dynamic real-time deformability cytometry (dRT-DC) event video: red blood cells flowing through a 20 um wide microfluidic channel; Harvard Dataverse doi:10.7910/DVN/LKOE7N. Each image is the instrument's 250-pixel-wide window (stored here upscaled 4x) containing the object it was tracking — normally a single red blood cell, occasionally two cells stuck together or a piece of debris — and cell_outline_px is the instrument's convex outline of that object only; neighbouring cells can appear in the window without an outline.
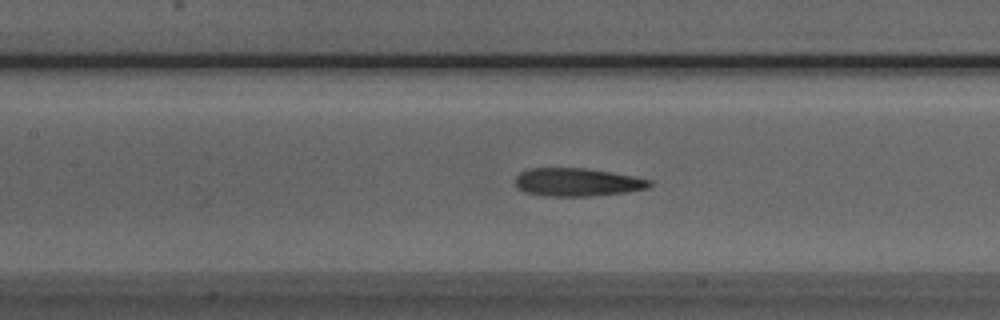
{"species": "Egyptian fruit bat (a non-hibernating species)", "species_latin": "Rousettus aegyptiacus", "temperature_condition": "room temperature", "stored_images_in_passage": 49, "camera_frame_rate_fps": 3000, "um_per_image_px": 0.085, "animal": {"sex": "male"}, "frame": {"image": 1, "passage_image": 21, "time_ms": 6.667, "image_size_px": [1000, 320], "cell_outline_px": [[652, 184], [648, 188], [628, 192], [588, 196], [544, 196], [524, 192], [516, 184], [516, 176], [520, 172], [528, 168], [584, 168], [632, 176], [652, 180]], "centroid_in_image_um": [49.06, 15.49], "position_along_channel_um": 158.3, "area_um2": 21.91}}
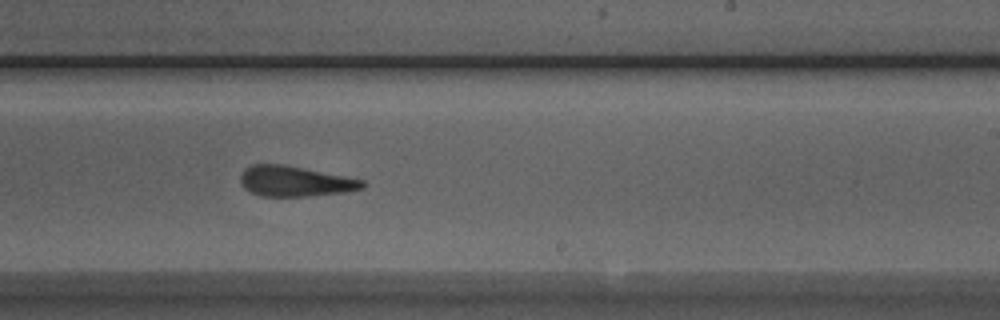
{"frame": {"image": 2, "passage_image": 29, "time_ms": 9.333, "image_size_px": [1000, 320], "cell_outline_px": [[368, 184], [364, 188], [348, 192], [308, 196], [260, 196], [244, 188], [240, 184], [240, 176], [244, 168], [252, 164], [284, 164], [364, 180]], "centroid_in_image_um": [25.08, 15.41], "position_along_channel_um": 263.9, "area_um2": 21.79}}
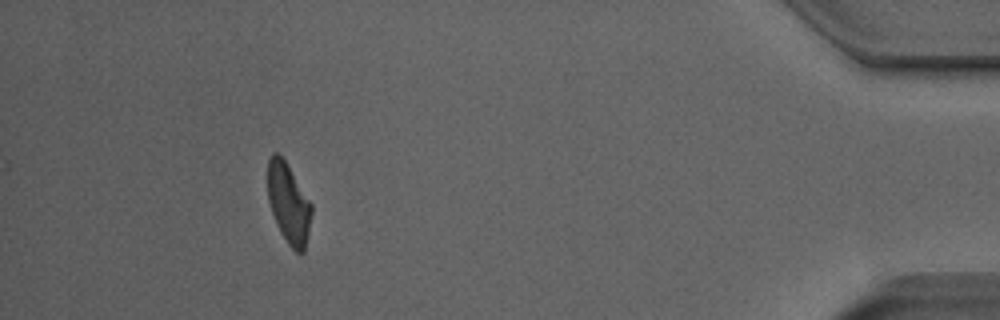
{"frame": {"image": 3, "passage_image": 45, "time_ms": 14.667, "image_size_px": [1000, 320], "cell_outline_px": [[312, 212], [304, 252], [296, 252], [288, 244], [280, 232], [276, 224], [268, 200], [268, 160], [272, 152], [276, 152], [284, 160], [312, 204]], "centroid_in_image_um": [24.52, 17.3], "position_along_channel_um": 410.7, "area_um2": 20.17}, "authors_computed_cell_mechanics": {"area_um2": 22.3108, "velocity_mm_per_s": 3.9728, "shape_relaxation_time_tau1_ms": 3.9708, "shape_relaxation_time_tau2_ms": 2.242, "deformation_change_tau1": 0.172, "deformation_change_tau2": 0.1359}}